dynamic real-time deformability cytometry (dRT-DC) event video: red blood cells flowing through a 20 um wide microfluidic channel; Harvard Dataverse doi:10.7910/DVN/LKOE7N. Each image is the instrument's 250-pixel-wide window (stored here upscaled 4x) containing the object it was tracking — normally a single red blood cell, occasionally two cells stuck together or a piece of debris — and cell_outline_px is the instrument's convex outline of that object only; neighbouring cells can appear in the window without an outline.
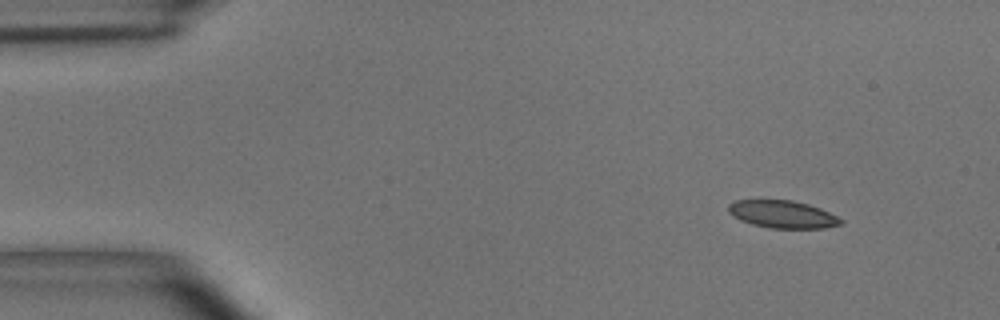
{"species": "common noctule bat (a hibernating species)", "species_latin": "Nyctalus noctula", "temperature_condition": "room temperature", "stored_images_in_passage": 46, "camera_frame_rate_fps": 3000, "um_per_image_px": 0.085, "animal": {"sex": "male", "body_mass_g": 15.6}, "frame": {"image": 1, "passage_image": 1, "time_ms": 0.0, "image_size_px": [1000, 320], "cell_outline_px": [[844, 224], [824, 228], [768, 228], [752, 224], [740, 220], [732, 216], [728, 212], [728, 204], [736, 200], [792, 200], [808, 204], [820, 208], [844, 220]], "centroid_in_image_um": [66.51, 18.22], "position_along_channel_um": 18.5, "area_um2": 18.15}}
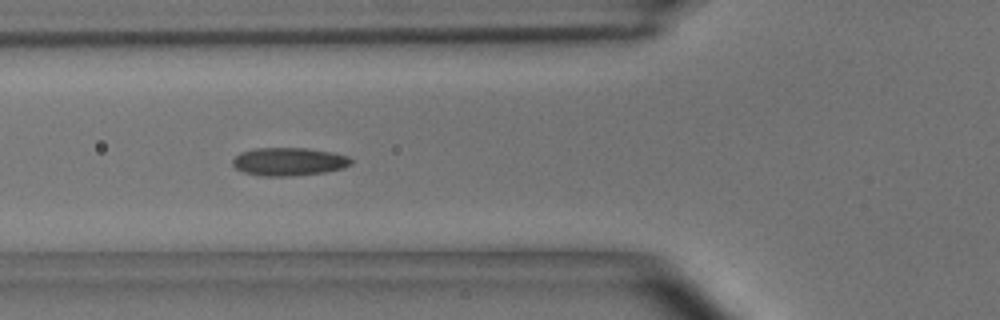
{"frame": {"image": 2, "passage_image": 15, "time_ms": 4.667, "image_size_px": [1000, 320], "cell_outline_px": [[352, 164], [344, 168], [324, 172], [292, 176], [264, 176], [244, 172], [236, 168], [232, 164], [232, 160], [240, 152], [256, 148], [308, 148], [332, 152], [348, 156], [352, 160]], "centroid_in_image_um": [24.57, 13.73], "position_along_channel_um": 101.2, "area_um2": 19.42}}
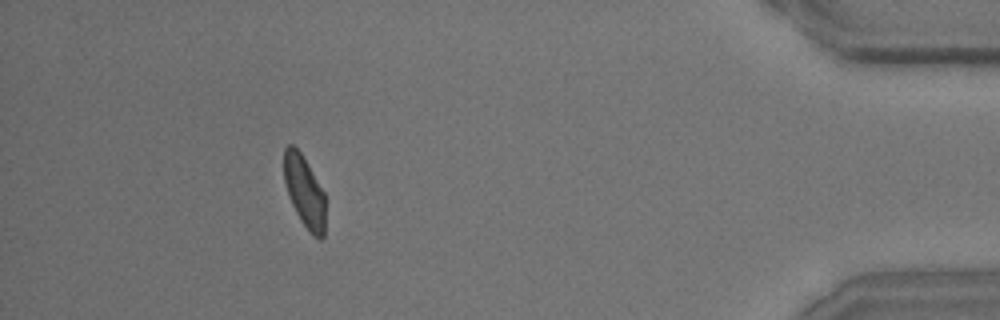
{"frame": {"image": 3, "passage_image": 45, "time_ms": 14.667, "image_size_px": [1000, 320], "cell_outline_px": [[324, 236], [320, 240], [308, 232], [300, 220], [288, 196], [284, 180], [284, 148], [288, 144], [292, 144], [300, 152], [324, 192]], "centroid_in_image_um": [25.86, 16.3], "position_along_channel_um": 409.3, "area_um2": 17.11}}